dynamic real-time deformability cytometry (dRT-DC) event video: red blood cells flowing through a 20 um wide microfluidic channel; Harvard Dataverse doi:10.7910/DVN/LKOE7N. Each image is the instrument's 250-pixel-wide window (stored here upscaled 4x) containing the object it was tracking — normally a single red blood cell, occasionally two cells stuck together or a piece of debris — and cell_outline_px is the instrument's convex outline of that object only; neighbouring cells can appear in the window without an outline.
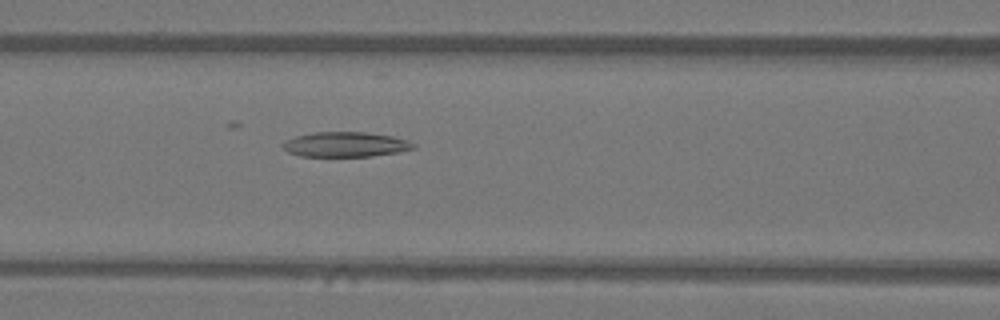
{"species": "Egyptian fruit bat (a non-hibernating species)", "species_latin": "Rousettus aegyptiacus", "temperature_condition": "warm", "stored_images_in_passage": 32, "camera_frame_rate_fps": 3000, "um_per_image_px": 0.085, "animal": {"sex": "female"}, "frame": {"image": 1, "passage_image": 9, "time_ms": 2.667, "image_size_px": [1000, 320], "cell_outline_px": [[416, 148], [400, 152], [372, 156], [300, 156], [288, 152], [280, 144], [284, 140], [296, 136], [312, 132], [364, 132], [392, 136], [408, 140], [416, 144]], "centroid_in_image_um": [29.37, 12.27], "position_along_channel_um": 137.2, "area_um2": 19.13}}
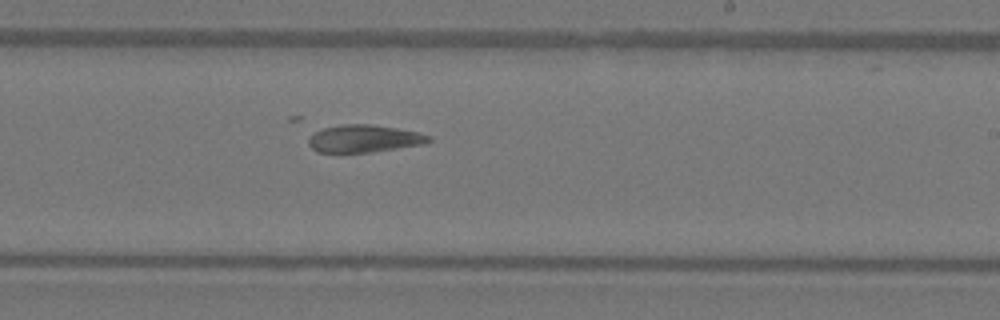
{"frame": {"image": 2, "passage_image": 18, "time_ms": 5.667, "image_size_px": [1000, 320], "cell_outline_px": [[432, 140], [424, 144], [372, 152], [316, 152], [308, 144], [308, 140], [316, 132], [324, 128], [344, 124], [372, 124], [396, 128], [416, 132], [432, 136]], "centroid_in_image_um": [30.97, 11.78], "position_along_channel_um": 258.0, "area_um2": 19.07}}
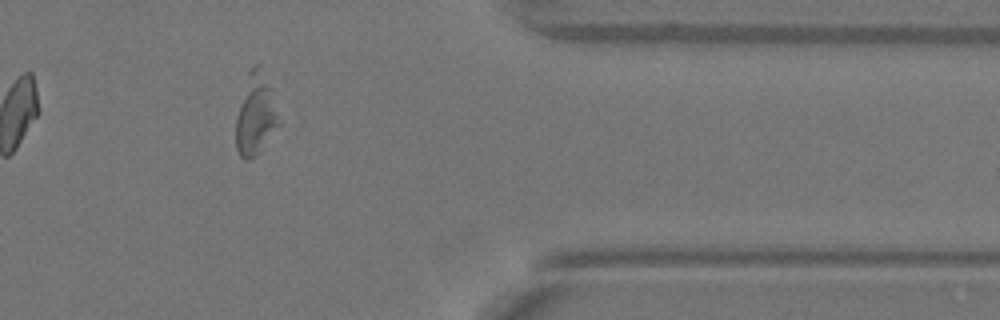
{"frame": {"image": 3, "passage_image": 29, "time_ms": 9.333, "image_size_px": [1000, 320], "cell_outline_px": [[284, 124], [260, 152], [256, 156], [248, 160], [244, 160], [240, 156], [236, 148], [236, 116], [248, 72], [256, 64], [260, 64], [272, 88]], "centroid_in_image_um": [21.81, 9.77], "position_along_channel_um": 389.6, "area_um2": 21.39}}